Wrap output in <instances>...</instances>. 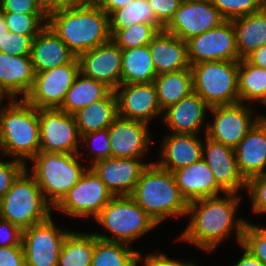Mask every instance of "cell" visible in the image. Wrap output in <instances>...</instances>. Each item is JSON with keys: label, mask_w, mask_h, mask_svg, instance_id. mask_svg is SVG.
<instances>
[{"label": "cell", "mask_w": 266, "mask_h": 266, "mask_svg": "<svg viewBox=\"0 0 266 266\" xmlns=\"http://www.w3.org/2000/svg\"><path fill=\"white\" fill-rule=\"evenodd\" d=\"M80 142L83 143V145L81 144L80 146L88 147L87 149L89 153L93 155L92 161L90 160V164L88 163V166H85L87 168L99 160L111 157V145L108 128L83 134L81 135ZM90 146L92 148H90Z\"/></svg>", "instance_id": "ab89813d"}, {"label": "cell", "mask_w": 266, "mask_h": 266, "mask_svg": "<svg viewBox=\"0 0 266 266\" xmlns=\"http://www.w3.org/2000/svg\"><path fill=\"white\" fill-rule=\"evenodd\" d=\"M80 72L115 91L121 85L122 49L112 40L78 56Z\"/></svg>", "instance_id": "e0dca14e"}, {"label": "cell", "mask_w": 266, "mask_h": 266, "mask_svg": "<svg viewBox=\"0 0 266 266\" xmlns=\"http://www.w3.org/2000/svg\"><path fill=\"white\" fill-rule=\"evenodd\" d=\"M0 266H26L23 246L0 247Z\"/></svg>", "instance_id": "c3c4849f"}, {"label": "cell", "mask_w": 266, "mask_h": 266, "mask_svg": "<svg viewBox=\"0 0 266 266\" xmlns=\"http://www.w3.org/2000/svg\"><path fill=\"white\" fill-rule=\"evenodd\" d=\"M246 59L253 65L266 70V45L254 50Z\"/></svg>", "instance_id": "816d5d0a"}, {"label": "cell", "mask_w": 266, "mask_h": 266, "mask_svg": "<svg viewBox=\"0 0 266 266\" xmlns=\"http://www.w3.org/2000/svg\"><path fill=\"white\" fill-rule=\"evenodd\" d=\"M225 20L261 11L265 0H210Z\"/></svg>", "instance_id": "f35d334b"}, {"label": "cell", "mask_w": 266, "mask_h": 266, "mask_svg": "<svg viewBox=\"0 0 266 266\" xmlns=\"http://www.w3.org/2000/svg\"><path fill=\"white\" fill-rule=\"evenodd\" d=\"M111 91L104 83L84 76L81 72L76 76L72 86L59 108L68 114L103 99Z\"/></svg>", "instance_id": "4dcf8cb0"}, {"label": "cell", "mask_w": 266, "mask_h": 266, "mask_svg": "<svg viewBox=\"0 0 266 266\" xmlns=\"http://www.w3.org/2000/svg\"><path fill=\"white\" fill-rule=\"evenodd\" d=\"M243 254L234 266H264L258 259L249 253L242 245Z\"/></svg>", "instance_id": "db71d44e"}, {"label": "cell", "mask_w": 266, "mask_h": 266, "mask_svg": "<svg viewBox=\"0 0 266 266\" xmlns=\"http://www.w3.org/2000/svg\"><path fill=\"white\" fill-rule=\"evenodd\" d=\"M264 8L266 9V0L264 1Z\"/></svg>", "instance_id": "94428289"}, {"label": "cell", "mask_w": 266, "mask_h": 266, "mask_svg": "<svg viewBox=\"0 0 266 266\" xmlns=\"http://www.w3.org/2000/svg\"><path fill=\"white\" fill-rule=\"evenodd\" d=\"M193 92L210 107L239 102V61H204L191 65Z\"/></svg>", "instance_id": "ba28073f"}, {"label": "cell", "mask_w": 266, "mask_h": 266, "mask_svg": "<svg viewBox=\"0 0 266 266\" xmlns=\"http://www.w3.org/2000/svg\"><path fill=\"white\" fill-rule=\"evenodd\" d=\"M156 76L148 45L122 50L121 84L151 83Z\"/></svg>", "instance_id": "f546056e"}, {"label": "cell", "mask_w": 266, "mask_h": 266, "mask_svg": "<svg viewBox=\"0 0 266 266\" xmlns=\"http://www.w3.org/2000/svg\"><path fill=\"white\" fill-rule=\"evenodd\" d=\"M159 29L152 24L137 23L128 28L118 30L111 40L122 50L147 46L159 33Z\"/></svg>", "instance_id": "8d00e7d4"}, {"label": "cell", "mask_w": 266, "mask_h": 266, "mask_svg": "<svg viewBox=\"0 0 266 266\" xmlns=\"http://www.w3.org/2000/svg\"><path fill=\"white\" fill-rule=\"evenodd\" d=\"M95 221L114 237L95 232L99 239L129 245L158 225L131 196H114Z\"/></svg>", "instance_id": "52a82bcc"}, {"label": "cell", "mask_w": 266, "mask_h": 266, "mask_svg": "<svg viewBox=\"0 0 266 266\" xmlns=\"http://www.w3.org/2000/svg\"><path fill=\"white\" fill-rule=\"evenodd\" d=\"M40 151L77 154L81 135L73 114L59 108L39 109Z\"/></svg>", "instance_id": "4fadbf2b"}, {"label": "cell", "mask_w": 266, "mask_h": 266, "mask_svg": "<svg viewBox=\"0 0 266 266\" xmlns=\"http://www.w3.org/2000/svg\"><path fill=\"white\" fill-rule=\"evenodd\" d=\"M100 0H88V5L89 4H97Z\"/></svg>", "instance_id": "680465c9"}, {"label": "cell", "mask_w": 266, "mask_h": 266, "mask_svg": "<svg viewBox=\"0 0 266 266\" xmlns=\"http://www.w3.org/2000/svg\"><path fill=\"white\" fill-rule=\"evenodd\" d=\"M246 189L251 197L252 212L266 214V174L250 178L246 182Z\"/></svg>", "instance_id": "7bdbcfd3"}, {"label": "cell", "mask_w": 266, "mask_h": 266, "mask_svg": "<svg viewBox=\"0 0 266 266\" xmlns=\"http://www.w3.org/2000/svg\"><path fill=\"white\" fill-rule=\"evenodd\" d=\"M239 173L247 182L266 168V117H262L235 148Z\"/></svg>", "instance_id": "44dd1931"}, {"label": "cell", "mask_w": 266, "mask_h": 266, "mask_svg": "<svg viewBox=\"0 0 266 266\" xmlns=\"http://www.w3.org/2000/svg\"><path fill=\"white\" fill-rule=\"evenodd\" d=\"M79 73L78 57L71 63L35 73L32 89L24 100L37 109L60 108Z\"/></svg>", "instance_id": "7c38bea8"}, {"label": "cell", "mask_w": 266, "mask_h": 266, "mask_svg": "<svg viewBox=\"0 0 266 266\" xmlns=\"http://www.w3.org/2000/svg\"><path fill=\"white\" fill-rule=\"evenodd\" d=\"M69 229L47 220L22 230V246L26 266H58L60 251Z\"/></svg>", "instance_id": "30bf717a"}, {"label": "cell", "mask_w": 266, "mask_h": 266, "mask_svg": "<svg viewBox=\"0 0 266 266\" xmlns=\"http://www.w3.org/2000/svg\"><path fill=\"white\" fill-rule=\"evenodd\" d=\"M186 42L190 65L204 61L240 60L231 20H225L219 26Z\"/></svg>", "instance_id": "5bb4252c"}, {"label": "cell", "mask_w": 266, "mask_h": 266, "mask_svg": "<svg viewBox=\"0 0 266 266\" xmlns=\"http://www.w3.org/2000/svg\"><path fill=\"white\" fill-rule=\"evenodd\" d=\"M4 97L7 98V100H12L1 88H0V112L5 108L1 103L4 100ZM3 106V107H2Z\"/></svg>", "instance_id": "9f6ffc18"}, {"label": "cell", "mask_w": 266, "mask_h": 266, "mask_svg": "<svg viewBox=\"0 0 266 266\" xmlns=\"http://www.w3.org/2000/svg\"><path fill=\"white\" fill-rule=\"evenodd\" d=\"M34 78L31 56L0 52V88L11 99H18L17 95L24 99L32 89Z\"/></svg>", "instance_id": "484cf974"}, {"label": "cell", "mask_w": 266, "mask_h": 266, "mask_svg": "<svg viewBox=\"0 0 266 266\" xmlns=\"http://www.w3.org/2000/svg\"><path fill=\"white\" fill-rule=\"evenodd\" d=\"M137 23L152 24L160 31L164 30V27L156 20L149 0H133L109 15L110 36L112 37L120 29Z\"/></svg>", "instance_id": "e575fe53"}, {"label": "cell", "mask_w": 266, "mask_h": 266, "mask_svg": "<svg viewBox=\"0 0 266 266\" xmlns=\"http://www.w3.org/2000/svg\"><path fill=\"white\" fill-rule=\"evenodd\" d=\"M238 97L241 103H261L266 97V70L251 64L246 58L239 60Z\"/></svg>", "instance_id": "d590c367"}, {"label": "cell", "mask_w": 266, "mask_h": 266, "mask_svg": "<svg viewBox=\"0 0 266 266\" xmlns=\"http://www.w3.org/2000/svg\"><path fill=\"white\" fill-rule=\"evenodd\" d=\"M8 31L4 20V13L0 11V38Z\"/></svg>", "instance_id": "11a10c76"}, {"label": "cell", "mask_w": 266, "mask_h": 266, "mask_svg": "<svg viewBox=\"0 0 266 266\" xmlns=\"http://www.w3.org/2000/svg\"><path fill=\"white\" fill-rule=\"evenodd\" d=\"M203 140L184 132H171L161 143V160L155 162L160 168L175 171L189 166L202 158Z\"/></svg>", "instance_id": "7402d4cb"}, {"label": "cell", "mask_w": 266, "mask_h": 266, "mask_svg": "<svg viewBox=\"0 0 266 266\" xmlns=\"http://www.w3.org/2000/svg\"><path fill=\"white\" fill-rule=\"evenodd\" d=\"M97 239L94 233L71 231L63 242L58 266H91Z\"/></svg>", "instance_id": "d6a6232c"}, {"label": "cell", "mask_w": 266, "mask_h": 266, "mask_svg": "<svg viewBox=\"0 0 266 266\" xmlns=\"http://www.w3.org/2000/svg\"><path fill=\"white\" fill-rule=\"evenodd\" d=\"M131 197L158 226L169 217L187 216L188 202L176 185L173 173L155 162L143 170Z\"/></svg>", "instance_id": "277c9868"}, {"label": "cell", "mask_w": 266, "mask_h": 266, "mask_svg": "<svg viewBox=\"0 0 266 266\" xmlns=\"http://www.w3.org/2000/svg\"><path fill=\"white\" fill-rule=\"evenodd\" d=\"M34 38L7 31L0 38V52L14 56H30Z\"/></svg>", "instance_id": "b9f144b4"}, {"label": "cell", "mask_w": 266, "mask_h": 266, "mask_svg": "<svg viewBox=\"0 0 266 266\" xmlns=\"http://www.w3.org/2000/svg\"><path fill=\"white\" fill-rule=\"evenodd\" d=\"M149 124L117 117L108 127L112 158H141L150 145Z\"/></svg>", "instance_id": "d6986e66"}, {"label": "cell", "mask_w": 266, "mask_h": 266, "mask_svg": "<svg viewBox=\"0 0 266 266\" xmlns=\"http://www.w3.org/2000/svg\"><path fill=\"white\" fill-rule=\"evenodd\" d=\"M261 103L264 104V105H266V97H265V99Z\"/></svg>", "instance_id": "91938a15"}, {"label": "cell", "mask_w": 266, "mask_h": 266, "mask_svg": "<svg viewBox=\"0 0 266 266\" xmlns=\"http://www.w3.org/2000/svg\"><path fill=\"white\" fill-rule=\"evenodd\" d=\"M3 13L8 31L24 36L36 37L48 22V14Z\"/></svg>", "instance_id": "74e56055"}, {"label": "cell", "mask_w": 266, "mask_h": 266, "mask_svg": "<svg viewBox=\"0 0 266 266\" xmlns=\"http://www.w3.org/2000/svg\"><path fill=\"white\" fill-rule=\"evenodd\" d=\"M140 251L123 242L97 239L91 266H138Z\"/></svg>", "instance_id": "836d02e7"}, {"label": "cell", "mask_w": 266, "mask_h": 266, "mask_svg": "<svg viewBox=\"0 0 266 266\" xmlns=\"http://www.w3.org/2000/svg\"><path fill=\"white\" fill-rule=\"evenodd\" d=\"M182 196L191 202L197 199L215 197L226 192L217 184L214 174L206 162L199 161L172 172Z\"/></svg>", "instance_id": "cb8c5ba5"}, {"label": "cell", "mask_w": 266, "mask_h": 266, "mask_svg": "<svg viewBox=\"0 0 266 266\" xmlns=\"http://www.w3.org/2000/svg\"><path fill=\"white\" fill-rule=\"evenodd\" d=\"M52 208L27 168L0 199V217L21 230L47 220L51 216Z\"/></svg>", "instance_id": "8992f818"}, {"label": "cell", "mask_w": 266, "mask_h": 266, "mask_svg": "<svg viewBox=\"0 0 266 266\" xmlns=\"http://www.w3.org/2000/svg\"><path fill=\"white\" fill-rule=\"evenodd\" d=\"M153 162L141 158H106L90 168L103 181L113 196H131L143 170Z\"/></svg>", "instance_id": "ac0fdd59"}, {"label": "cell", "mask_w": 266, "mask_h": 266, "mask_svg": "<svg viewBox=\"0 0 266 266\" xmlns=\"http://www.w3.org/2000/svg\"><path fill=\"white\" fill-rule=\"evenodd\" d=\"M113 197L103 181L89 167L53 209L70 217L95 219Z\"/></svg>", "instance_id": "9c48e42d"}, {"label": "cell", "mask_w": 266, "mask_h": 266, "mask_svg": "<svg viewBox=\"0 0 266 266\" xmlns=\"http://www.w3.org/2000/svg\"><path fill=\"white\" fill-rule=\"evenodd\" d=\"M115 94L118 116L123 119L149 124L153 118L163 115L154 82L121 84Z\"/></svg>", "instance_id": "2e32d148"}, {"label": "cell", "mask_w": 266, "mask_h": 266, "mask_svg": "<svg viewBox=\"0 0 266 266\" xmlns=\"http://www.w3.org/2000/svg\"><path fill=\"white\" fill-rule=\"evenodd\" d=\"M154 84L158 103L163 111L193 91L191 68L158 74Z\"/></svg>", "instance_id": "1f68e13d"}, {"label": "cell", "mask_w": 266, "mask_h": 266, "mask_svg": "<svg viewBox=\"0 0 266 266\" xmlns=\"http://www.w3.org/2000/svg\"><path fill=\"white\" fill-rule=\"evenodd\" d=\"M144 261V266H198L196 263L192 262H180L174 259H170L167 255L160 252L159 253H148L147 256H144L142 252L139 256V262Z\"/></svg>", "instance_id": "681fc988"}, {"label": "cell", "mask_w": 266, "mask_h": 266, "mask_svg": "<svg viewBox=\"0 0 266 266\" xmlns=\"http://www.w3.org/2000/svg\"><path fill=\"white\" fill-rule=\"evenodd\" d=\"M22 230L0 217V247L22 246Z\"/></svg>", "instance_id": "7dc6e473"}, {"label": "cell", "mask_w": 266, "mask_h": 266, "mask_svg": "<svg viewBox=\"0 0 266 266\" xmlns=\"http://www.w3.org/2000/svg\"><path fill=\"white\" fill-rule=\"evenodd\" d=\"M80 135L108 128L118 117L117 96L111 90L98 100L73 114Z\"/></svg>", "instance_id": "f1b7e54d"}, {"label": "cell", "mask_w": 266, "mask_h": 266, "mask_svg": "<svg viewBox=\"0 0 266 266\" xmlns=\"http://www.w3.org/2000/svg\"><path fill=\"white\" fill-rule=\"evenodd\" d=\"M232 21L238 54L245 59L254 50L266 45V9L235 18Z\"/></svg>", "instance_id": "83f0119b"}, {"label": "cell", "mask_w": 266, "mask_h": 266, "mask_svg": "<svg viewBox=\"0 0 266 266\" xmlns=\"http://www.w3.org/2000/svg\"><path fill=\"white\" fill-rule=\"evenodd\" d=\"M132 1L133 0H100L97 5L110 15L113 11L126 6Z\"/></svg>", "instance_id": "f5cc1de1"}, {"label": "cell", "mask_w": 266, "mask_h": 266, "mask_svg": "<svg viewBox=\"0 0 266 266\" xmlns=\"http://www.w3.org/2000/svg\"><path fill=\"white\" fill-rule=\"evenodd\" d=\"M47 24L77 57L111 40L109 15L97 4L52 11Z\"/></svg>", "instance_id": "7a4b0ae2"}, {"label": "cell", "mask_w": 266, "mask_h": 266, "mask_svg": "<svg viewBox=\"0 0 266 266\" xmlns=\"http://www.w3.org/2000/svg\"><path fill=\"white\" fill-rule=\"evenodd\" d=\"M7 104L0 114V153L26 165L40 151L39 109L24 99Z\"/></svg>", "instance_id": "3957f363"}, {"label": "cell", "mask_w": 266, "mask_h": 266, "mask_svg": "<svg viewBox=\"0 0 266 266\" xmlns=\"http://www.w3.org/2000/svg\"><path fill=\"white\" fill-rule=\"evenodd\" d=\"M205 136L202 159L214 174L217 184L226 193H238L246 189V181L239 173L235 149Z\"/></svg>", "instance_id": "ffe728a7"}, {"label": "cell", "mask_w": 266, "mask_h": 266, "mask_svg": "<svg viewBox=\"0 0 266 266\" xmlns=\"http://www.w3.org/2000/svg\"><path fill=\"white\" fill-rule=\"evenodd\" d=\"M26 168L28 167L21 161L13 159L5 162L0 159V199L4 197L13 182Z\"/></svg>", "instance_id": "ee69618b"}, {"label": "cell", "mask_w": 266, "mask_h": 266, "mask_svg": "<svg viewBox=\"0 0 266 266\" xmlns=\"http://www.w3.org/2000/svg\"><path fill=\"white\" fill-rule=\"evenodd\" d=\"M224 21L225 19L210 0L182 2L164 30L183 41H188L192 37L219 26Z\"/></svg>", "instance_id": "9a60e30c"}, {"label": "cell", "mask_w": 266, "mask_h": 266, "mask_svg": "<svg viewBox=\"0 0 266 266\" xmlns=\"http://www.w3.org/2000/svg\"><path fill=\"white\" fill-rule=\"evenodd\" d=\"M0 11L20 14H48L41 0H0Z\"/></svg>", "instance_id": "f6af8a7d"}, {"label": "cell", "mask_w": 266, "mask_h": 266, "mask_svg": "<svg viewBox=\"0 0 266 266\" xmlns=\"http://www.w3.org/2000/svg\"><path fill=\"white\" fill-rule=\"evenodd\" d=\"M181 0H149L156 20L165 28L173 19L175 11L181 5Z\"/></svg>", "instance_id": "bcb514c9"}, {"label": "cell", "mask_w": 266, "mask_h": 266, "mask_svg": "<svg viewBox=\"0 0 266 266\" xmlns=\"http://www.w3.org/2000/svg\"><path fill=\"white\" fill-rule=\"evenodd\" d=\"M246 103H234L210 107L213 122L205 126L208 138L233 149L264 115H253V110Z\"/></svg>", "instance_id": "8fae6325"}, {"label": "cell", "mask_w": 266, "mask_h": 266, "mask_svg": "<svg viewBox=\"0 0 266 266\" xmlns=\"http://www.w3.org/2000/svg\"><path fill=\"white\" fill-rule=\"evenodd\" d=\"M82 155L39 151L31 160V175L53 208L86 171L79 161Z\"/></svg>", "instance_id": "5b68a950"}, {"label": "cell", "mask_w": 266, "mask_h": 266, "mask_svg": "<svg viewBox=\"0 0 266 266\" xmlns=\"http://www.w3.org/2000/svg\"><path fill=\"white\" fill-rule=\"evenodd\" d=\"M241 245L266 266V227L247 222Z\"/></svg>", "instance_id": "60d3db41"}, {"label": "cell", "mask_w": 266, "mask_h": 266, "mask_svg": "<svg viewBox=\"0 0 266 266\" xmlns=\"http://www.w3.org/2000/svg\"><path fill=\"white\" fill-rule=\"evenodd\" d=\"M241 198L238 193H225L189 202L187 216H191L190 221L178 240L211 252L235 231L238 245H241L248 222L235 219Z\"/></svg>", "instance_id": "6da1fadb"}, {"label": "cell", "mask_w": 266, "mask_h": 266, "mask_svg": "<svg viewBox=\"0 0 266 266\" xmlns=\"http://www.w3.org/2000/svg\"><path fill=\"white\" fill-rule=\"evenodd\" d=\"M30 56L35 73L71 63L77 57L48 24L33 39Z\"/></svg>", "instance_id": "d4e9b609"}, {"label": "cell", "mask_w": 266, "mask_h": 266, "mask_svg": "<svg viewBox=\"0 0 266 266\" xmlns=\"http://www.w3.org/2000/svg\"><path fill=\"white\" fill-rule=\"evenodd\" d=\"M148 46L157 75L191 67L187 42L165 30L159 31Z\"/></svg>", "instance_id": "4316f807"}, {"label": "cell", "mask_w": 266, "mask_h": 266, "mask_svg": "<svg viewBox=\"0 0 266 266\" xmlns=\"http://www.w3.org/2000/svg\"><path fill=\"white\" fill-rule=\"evenodd\" d=\"M202 1H208V0H181V2H187V3L202 2Z\"/></svg>", "instance_id": "6f0895ef"}, {"label": "cell", "mask_w": 266, "mask_h": 266, "mask_svg": "<svg viewBox=\"0 0 266 266\" xmlns=\"http://www.w3.org/2000/svg\"><path fill=\"white\" fill-rule=\"evenodd\" d=\"M45 11L49 14L52 11L64 8H73L88 5V0H41Z\"/></svg>", "instance_id": "f907efd6"}, {"label": "cell", "mask_w": 266, "mask_h": 266, "mask_svg": "<svg viewBox=\"0 0 266 266\" xmlns=\"http://www.w3.org/2000/svg\"><path fill=\"white\" fill-rule=\"evenodd\" d=\"M207 110L210 106L195 92L163 110V123L172 132H184L200 136ZM202 128V129H201Z\"/></svg>", "instance_id": "603a6c76"}]
</instances>
